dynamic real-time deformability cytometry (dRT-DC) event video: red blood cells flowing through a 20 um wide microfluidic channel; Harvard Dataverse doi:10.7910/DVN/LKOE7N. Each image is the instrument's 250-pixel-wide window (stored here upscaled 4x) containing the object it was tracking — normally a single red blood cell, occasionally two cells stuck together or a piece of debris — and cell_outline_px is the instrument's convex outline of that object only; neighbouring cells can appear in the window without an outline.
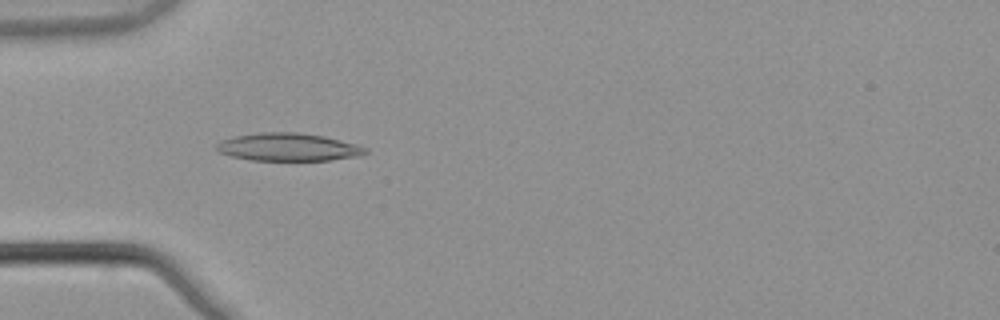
{"species": "common noctule bat (a hibernating species)", "species_latin": "Nyctalus noctula", "temperature_condition": "warm", "stored_images_in_passage": 4, "camera_frame_rate_fps": 3000, "um_per_image_px": 0.085, "animal": {"sex": "male", "body_mass_g": 21.5, "forearm_length_mm": 52.0}, "frame": {"image": 1, "passage_image": 3, "time_ms": 0.667, "image_size_px": [1000, 320], "cell_outline_px": [[368, 152], [360, 156], [328, 160], [252, 160], [232, 156], [220, 152], [216, 148], [216, 144], [220, 140], [232, 136], [260, 132], [296, 132], [324, 136], [356, 144], [368, 148]], "centroid_in_image_um": [24.5, 12.49], "position_along_channel_um": 60.5, "area_um2": 24.16}}
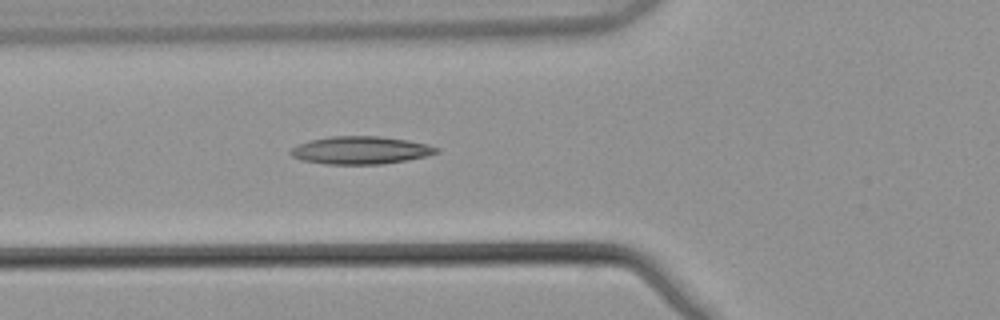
{"frame": {"image": 2, "passage_image": 4, "time_ms": 1.0, "image_size_px": [1000, 320], "cell_outline_px": [[440, 152], [408, 160], [380, 164], [324, 164], [300, 160], [292, 156], [288, 152], [296, 144], [308, 140], [332, 136], [380, 136], [408, 140], [428, 144], [440, 148]], "centroid_in_image_um": [30.62, 12.76], "position_along_channel_um": 95.2, "area_um2": 23.81}}